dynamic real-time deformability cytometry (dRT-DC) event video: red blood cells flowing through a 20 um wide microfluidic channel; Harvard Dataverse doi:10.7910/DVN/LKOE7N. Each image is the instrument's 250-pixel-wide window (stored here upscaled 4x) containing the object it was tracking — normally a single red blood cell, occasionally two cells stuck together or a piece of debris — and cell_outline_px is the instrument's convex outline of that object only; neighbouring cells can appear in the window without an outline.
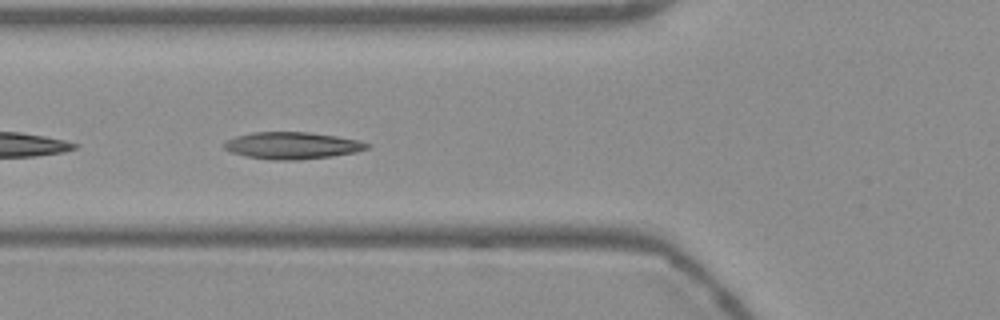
{"species": "Egyptian fruit bat (a non-hibernating species)", "species_latin": "Rousettus aegyptiacus", "temperature_condition": "warm", "stored_images_in_passage": 13, "camera_frame_rate_fps": 3000, "um_per_image_px": 0.085, "frame": {"image": 1, "passage_image": 4, "time_ms": 1.0, "image_size_px": [1000, 320], "cell_outline_px": [[372, 144], [368, 148], [356, 152], [332, 156], [296, 160], [272, 160], [244, 156], [232, 152], [224, 148], [224, 144], [228, 140], [236, 136], [252, 132], [308, 132], [336, 136], [360, 140]], "centroid_in_image_um": [24.86, 12.37], "position_along_channel_um": 100.9, "area_um2": 22.43}}
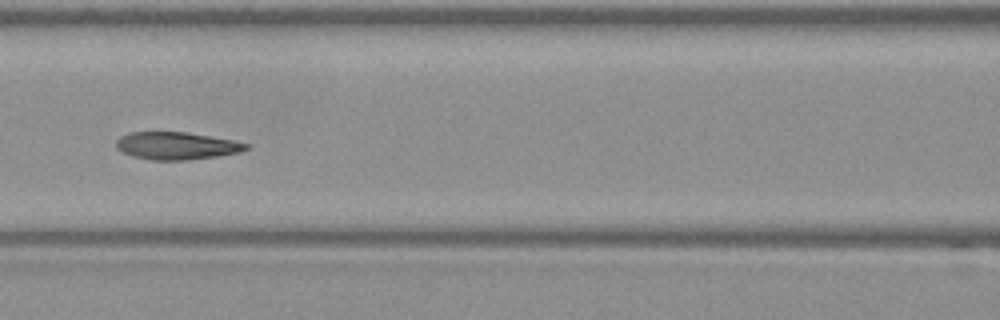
{"frame": {"image": 2, "passage_image": 8, "time_ms": 2.333, "image_size_px": [1000, 320], "cell_outline_px": [[248, 148], [240, 152], [216, 156], [188, 160], [152, 160], [132, 156], [116, 148], [116, 140], [120, 136], [128, 132], [184, 132], [232, 140], [248, 144]], "centroid_in_image_um": [14.96, 12.39], "position_along_channel_um": 151.6, "area_um2": 20.63}}
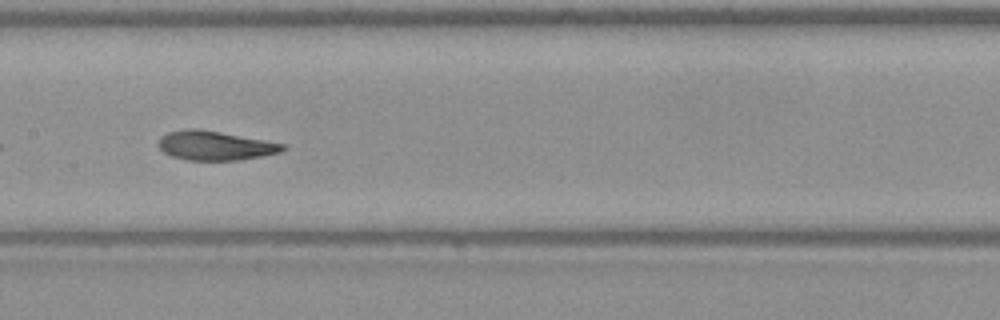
{"frame": {"image": 3, "passage_image": 11, "time_ms": 3.333, "image_size_px": [1000, 320], "cell_outline_px": [[288, 148], [280, 152], [264, 156], [236, 160], [188, 160], [172, 156], [164, 152], [156, 144], [160, 136], [168, 132], [184, 128], [196, 128], [220, 132], [264, 140], [284, 144]], "centroid_in_image_um": [18.25, 12.37], "position_along_channel_um": 189.1, "area_um2": 21.21}}